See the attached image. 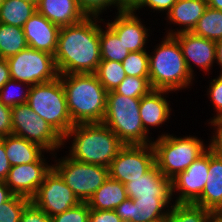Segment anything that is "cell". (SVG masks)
Returning <instances> with one entry per match:
<instances>
[{
	"instance_id": "6da1fadb",
	"label": "cell",
	"mask_w": 222,
	"mask_h": 222,
	"mask_svg": "<svg viewBox=\"0 0 222 222\" xmlns=\"http://www.w3.org/2000/svg\"><path fill=\"white\" fill-rule=\"evenodd\" d=\"M103 20L87 16L76 24L60 27L54 54L59 75L96 72L101 61L98 23Z\"/></svg>"
},
{
	"instance_id": "7a4b0ae2",
	"label": "cell",
	"mask_w": 222,
	"mask_h": 222,
	"mask_svg": "<svg viewBox=\"0 0 222 222\" xmlns=\"http://www.w3.org/2000/svg\"><path fill=\"white\" fill-rule=\"evenodd\" d=\"M59 77L73 124L102 123L108 91L95 73H72Z\"/></svg>"
},
{
	"instance_id": "3957f363",
	"label": "cell",
	"mask_w": 222,
	"mask_h": 222,
	"mask_svg": "<svg viewBox=\"0 0 222 222\" xmlns=\"http://www.w3.org/2000/svg\"><path fill=\"white\" fill-rule=\"evenodd\" d=\"M73 138L69 150L71 159L102 165L109 168L112 160L125 145L118 136L103 123L76 124L63 136V145Z\"/></svg>"
},
{
	"instance_id": "277c9868",
	"label": "cell",
	"mask_w": 222,
	"mask_h": 222,
	"mask_svg": "<svg viewBox=\"0 0 222 222\" xmlns=\"http://www.w3.org/2000/svg\"><path fill=\"white\" fill-rule=\"evenodd\" d=\"M155 52L149 54V81L153 89L179 91L194 80L183 57L178 40L166 35ZM193 79V80H192Z\"/></svg>"
},
{
	"instance_id": "5b68a950",
	"label": "cell",
	"mask_w": 222,
	"mask_h": 222,
	"mask_svg": "<svg viewBox=\"0 0 222 222\" xmlns=\"http://www.w3.org/2000/svg\"><path fill=\"white\" fill-rule=\"evenodd\" d=\"M141 98L125 97L114 90L107 93L102 123L109 127L125 145L152 144L140 117Z\"/></svg>"
},
{
	"instance_id": "8992f818",
	"label": "cell",
	"mask_w": 222,
	"mask_h": 222,
	"mask_svg": "<svg viewBox=\"0 0 222 222\" xmlns=\"http://www.w3.org/2000/svg\"><path fill=\"white\" fill-rule=\"evenodd\" d=\"M155 151V164L160 172L168 178H174L185 171L196 159L210 147L205 148L203 141L193 136L177 137L172 134H162L152 141Z\"/></svg>"
},
{
	"instance_id": "52a82bcc",
	"label": "cell",
	"mask_w": 222,
	"mask_h": 222,
	"mask_svg": "<svg viewBox=\"0 0 222 222\" xmlns=\"http://www.w3.org/2000/svg\"><path fill=\"white\" fill-rule=\"evenodd\" d=\"M27 104L62 137L73 127L60 77L32 85Z\"/></svg>"
},
{
	"instance_id": "ba28073f",
	"label": "cell",
	"mask_w": 222,
	"mask_h": 222,
	"mask_svg": "<svg viewBox=\"0 0 222 222\" xmlns=\"http://www.w3.org/2000/svg\"><path fill=\"white\" fill-rule=\"evenodd\" d=\"M53 168L60 174L80 202H87L109 177V168L63 157Z\"/></svg>"
},
{
	"instance_id": "9c48e42d",
	"label": "cell",
	"mask_w": 222,
	"mask_h": 222,
	"mask_svg": "<svg viewBox=\"0 0 222 222\" xmlns=\"http://www.w3.org/2000/svg\"><path fill=\"white\" fill-rule=\"evenodd\" d=\"M11 79L36 85L55 80L59 73L54 55L27 47L7 59Z\"/></svg>"
},
{
	"instance_id": "30bf717a",
	"label": "cell",
	"mask_w": 222,
	"mask_h": 222,
	"mask_svg": "<svg viewBox=\"0 0 222 222\" xmlns=\"http://www.w3.org/2000/svg\"><path fill=\"white\" fill-rule=\"evenodd\" d=\"M12 134L38 144L46 152H55L63 145V137L27 103L12 107Z\"/></svg>"
},
{
	"instance_id": "8fae6325",
	"label": "cell",
	"mask_w": 222,
	"mask_h": 222,
	"mask_svg": "<svg viewBox=\"0 0 222 222\" xmlns=\"http://www.w3.org/2000/svg\"><path fill=\"white\" fill-rule=\"evenodd\" d=\"M155 165L152 144L124 145L109 166V177L125 184L142 177Z\"/></svg>"
},
{
	"instance_id": "7c38bea8",
	"label": "cell",
	"mask_w": 222,
	"mask_h": 222,
	"mask_svg": "<svg viewBox=\"0 0 222 222\" xmlns=\"http://www.w3.org/2000/svg\"><path fill=\"white\" fill-rule=\"evenodd\" d=\"M30 200L49 217L63 213L80 203V200L53 167L45 175L43 183Z\"/></svg>"
},
{
	"instance_id": "4fadbf2b",
	"label": "cell",
	"mask_w": 222,
	"mask_h": 222,
	"mask_svg": "<svg viewBox=\"0 0 222 222\" xmlns=\"http://www.w3.org/2000/svg\"><path fill=\"white\" fill-rule=\"evenodd\" d=\"M209 170V149L189 167L171 179V194L180 193L174 203H194L204 190ZM176 189V190H175Z\"/></svg>"
},
{
	"instance_id": "5bb4252c",
	"label": "cell",
	"mask_w": 222,
	"mask_h": 222,
	"mask_svg": "<svg viewBox=\"0 0 222 222\" xmlns=\"http://www.w3.org/2000/svg\"><path fill=\"white\" fill-rule=\"evenodd\" d=\"M52 167L47 162L11 166L5 183L14 195L31 199Z\"/></svg>"
},
{
	"instance_id": "9a60e30c",
	"label": "cell",
	"mask_w": 222,
	"mask_h": 222,
	"mask_svg": "<svg viewBox=\"0 0 222 222\" xmlns=\"http://www.w3.org/2000/svg\"><path fill=\"white\" fill-rule=\"evenodd\" d=\"M181 46L184 60L192 76L194 70L191 64H196L202 70L209 71L216 61L215 41L197 36L192 32H183L174 35Z\"/></svg>"
},
{
	"instance_id": "2e32d148",
	"label": "cell",
	"mask_w": 222,
	"mask_h": 222,
	"mask_svg": "<svg viewBox=\"0 0 222 222\" xmlns=\"http://www.w3.org/2000/svg\"><path fill=\"white\" fill-rule=\"evenodd\" d=\"M171 199H131L127 198L115 209L122 221L150 222L165 220L170 213ZM169 209H165V208ZM165 211V212H164Z\"/></svg>"
},
{
	"instance_id": "e0dca14e",
	"label": "cell",
	"mask_w": 222,
	"mask_h": 222,
	"mask_svg": "<svg viewBox=\"0 0 222 222\" xmlns=\"http://www.w3.org/2000/svg\"><path fill=\"white\" fill-rule=\"evenodd\" d=\"M29 48L54 55L60 27L37 11L22 27Z\"/></svg>"
},
{
	"instance_id": "ac0fdd59",
	"label": "cell",
	"mask_w": 222,
	"mask_h": 222,
	"mask_svg": "<svg viewBox=\"0 0 222 222\" xmlns=\"http://www.w3.org/2000/svg\"><path fill=\"white\" fill-rule=\"evenodd\" d=\"M124 185L131 199H172L171 180L160 172L156 164L142 177Z\"/></svg>"
},
{
	"instance_id": "d6986e66",
	"label": "cell",
	"mask_w": 222,
	"mask_h": 222,
	"mask_svg": "<svg viewBox=\"0 0 222 222\" xmlns=\"http://www.w3.org/2000/svg\"><path fill=\"white\" fill-rule=\"evenodd\" d=\"M116 15L118 16H115L113 22H108L107 25L117 34L119 40H122L125 48L129 52L145 51L149 29L141 23V19L134 11H119Z\"/></svg>"
},
{
	"instance_id": "ffe728a7",
	"label": "cell",
	"mask_w": 222,
	"mask_h": 222,
	"mask_svg": "<svg viewBox=\"0 0 222 222\" xmlns=\"http://www.w3.org/2000/svg\"><path fill=\"white\" fill-rule=\"evenodd\" d=\"M36 8L38 13L59 27L76 24L87 17L77 0H36Z\"/></svg>"
},
{
	"instance_id": "44dd1931",
	"label": "cell",
	"mask_w": 222,
	"mask_h": 222,
	"mask_svg": "<svg viewBox=\"0 0 222 222\" xmlns=\"http://www.w3.org/2000/svg\"><path fill=\"white\" fill-rule=\"evenodd\" d=\"M209 210H222V156L209 147V170L201 196L194 202Z\"/></svg>"
},
{
	"instance_id": "7402d4cb",
	"label": "cell",
	"mask_w": 222,
	"mask_h": 222,
	"mask_svg": "<svg viewBox=\"0 0 222 222\" xmlns=\"http://www.w3.org/2000/svg\"><path fill=\"white\" fill-rule=\"evenodd\" d=\"M168 92L170 91L152 89L141 98L139 112L144 130L147 133L149 132V126L158 127L170 119L171 108L164 97V94Z\"/></svg>"
},
{
	"instance_id": "603a6c76",
	"label": "cell",
	"mask_w": 222,
	"mask_h": 222,
	"mask_svg": "<svg viewBox=\"0 0 222 222\" xmlns=\"http://www.w3.org/2000/svg\"><path fill=\"white\" fill-rule=\"evenodd\" d=\"M208 7L207 0H177L167 13V19L173 24L183 25L177 31L169 30L167 35L174 36L183 32H192L199 18Z\"/></svg>"
},
{
	"instance_id": "cb8c5ba5",
	"label": "cell",
	"mask_w": 222,
	"mask_h": 222,
	"mask_svg": "<svg viewBox=\"0 0 222 222\" xmlns=\"http://www.w3.org/2000/svg\"><path fill=\"white\" fill-rule=\"evenodd\" d=\"M0 139L4 142L5 152L11 166L45 162L42 154L45 149L38 144L13 134Z\"/></svg>"
},
{
	"instance_id": "d4e9b609",
	"label": "cell",
	"mask_w": 222,
	"mask_h": 222,
	"mask_svg": "<svg viewBox=\"0 0 222 222\" xmlns=\"http://www.w3.org/2000/svg\"><path fill=\"white\" fill-rule=\"evenodd\" d=\"M128 198L125 185L110 177L94 192L87 201L90 209L115 210L116 207Z\"/></svg>"
},
{
	"instance_id": "484cf974",
	"label": "cell",
	"mask_w": 222,
	"mask_h": 222,
	"mask_svg": "<svg viewBox=\"0 0 222 222\" xmlns=\"http://www.w3.org/2000/svg\"><path fill=\"white\" fill-rule=\"evenodd\" d=\"M36 11V0H3L0 5V22L23 27Z\"/></svg>"
},
{
	"instance_id": "4316f807",
	"label": "cell",
	"mask_w": 222,
	"mask_h": 222,
	"mask_svg": "<svg viewBox=\"0 0 222 222\" xmlns=\"http://www.w3.org/2000/svg\"><path fill=\"white\" fill-rule=\"evenodd\" d=\"M27 47L22 27L0 22V58L7 59Z\"/></svg>"
},
{
	"instance_id": "83f0119b",
	"label": "cell",
	"mask_w": 222,
	"mask_h": 222,
	"mask_svg": "<svg viewBox=\"0 0 222 222\" xmlns=\"http://www.w3.org/2000/svg\"><path fill=\"white\" fill-rule=\"evenodd\" d=\"M101 60L122 62L130 53L119 40L117 34L107 25L106 29L99 26Z\"/></svg>"
},
{
	"instance_id": "f1b7e54d",
	"label": "cell",
	"mask_w": 222,
	"mask_h": 222,
	"mask_svg": "<svg viewBox=\"0 0 222 222\" xmlns=\"http://www.w3.org/2000/svg\"><path fill=\"white\" fill-rule=\"evenodd\" d=\"M192 33L215 42L222 40V11L207 7Z\"/></svg>"
},
{
	"instance_id": "f546056e",
	"label": "cell",
	"mask_w": 222,
	"mask_h": 222,
	"mask_svg": "<svg viewBox=\"0 0 222 222\" xmlns=\"http://www.w3.org/2000/svg\"><path fill=\"white\" fill-rule=\"evenodd\" d=\"M95 75L108 92L115 90L127 76L122 62L110 60H101Z\"/></svg>"
},
{
	"instance_id": "4dcf8cb0",
	"label": "cell",
	"mask_w": 222,
	"mask_h": 222,
	"mask_svg": "<svg viewBox=\"0 0 222 222\" xmlns=\"http://www.w3.org/2000/svg\"><path fill=\"white\" fill-rule=\"evenodd\" d=\"M209 211L195 203H173L170 207V213L179 222H205Z\"/></svg>"
},
{
	"instance_id": "1f68e13d",
	"label": "cell",
	"mask_w": 222,
	"mask_h": 222,
	"mask_svg": "<svg viewBox=\"0 0 222 222\" xmlns=\"http://www.w3.org/2000/svg\"><path fill=\"white\" fill-rule=\"evenodd\" d=\"M152 89L149 78L126 76L114 91L125 97L142 98Z\"/></svg>"
},
{
	"instance_id": "d6a6232c",
	"label": "cell",
	"mask_w": 222,
	"mask_h": 222,
	"mask_svg": "<svg viewBox=\"0 0 222 222\" xmlns=\"http://www.w3.org/2000/svg\"><path fill=\"white\" fill-rule=\"evenodd\" d=\"M122 65L127 76L149 78V54L146 50L130 52Z\"/></svg>"
},
{
	"instance_id": "836d02e7",
	"label": "cell",
	"mask_w": 222,
	"mask_h": 222,
	"mask_svg": "<svg viewBox=\"0 0 222 222\" xmlns=\"http://www.w3.org/2000/svg\"><path fill=\"white\" fill-rule=\"evenodd\" d=\"M25 84H26V86H25ZM16 85H18V87ZM22 85H24L27 88V89H24V90H26L25 93H24L23 90L21 91L20 86H22ZM13 86H15V88L17 87L18 91H21V92L17 93V94L15 92H13L12 91L13 89L11 88ZM30 88H31L30 84L20 82V81H16V80H13V79H9L5 83V85L0 89V102L3 105L9 106L11 108L16 106V105L27 103Z\"/></svg>"
},
{
	"instance_id": "e575fe53",
	"label": "cell",
	"mask_w": 222,
	"mask_h": 222,
	"mask_svg": "<svg viewBox=\"0 0 222 222\" xmlns=\"http://www.w3.org/2000/svg\"><path fill=\"white\" fill-rule=\"evenodd\" d=\"M30 202L26 197L13 195L0 205V222H19L24 208Z\"/></svg>"
},
{
	"instance_id": "d590c367",
	"label": "cell",
	"mask_w": 222,
	"mask_h": 222,
	"mask_svg": "<svg viewBox=\"0 0 222 222\" xmlns=\"http://www.w3.org/2000/svg\"><path fill=\"white\" fill-rule=\"evenodd\" d=\"M90 208L87 202H80L63 213L54 215L52 222H89Z\"/></svg>"
},
{
	"instance_id": "8d00e7d4",
	"label": "cell",
	"mask_w": 222,
	"mask_h": 222,
	"mask_svg": "<svg viewBox=\"0 0 222 222\" xmlns=\"http://www.w3.org/2000/svg\"><path fill=\"white\" fill-rule=\"evenodd\" d=\"M77 3L86 16L99 17L104 10L106 11L112 5H115L119 12V0H77Z\"/></svg>"
},
{
	"instance_id": "74e56055",
	"label": "cell",
	"mask_w": 222,
	"mask_h": 222,
	"mask_svg": "<svg viewBox=\"0 0 222 222\" xmlns=\"http://www.w3.org/2000/svg\"><path fill=\"white\" fill-rule=\"evenodd\" d=\"M208 93L210 95V99L212 101L213 107L216 110V116L211 118L209 122H215L222 119V75H219L216 79L210 81Z\"/></svg>"
},
{
	"instance_id": "f35d334b",
	"label": "cell",
	"mask_w": 222,
	"mask_h": 222,
	"mask_svg": "<svg viewBox=\"0 0 222 222\" xmlns=\"http://www.w3.org/2000/svg\"><path fill=\"white\" fill-rule=\"evenodd\" d=\"M19 222H52V218L30 202L24 208Z\"/></svg>"
},
{
	"instance_id": "ab89813d",
	"label": "cell",
	"mask_w": 222,
	"mask_h": 222,
	"mask_svg": "<svg viewBox=\"0 0 222 222\" xmlns=\"http://www.w3.org/2000/svg\"><path fill=\"white\" fill-rule=\"evenodd\" d=\"M12 134V108L0 102V138Z\"/></svg>"
},
{
	"instance_id": "60d3db41",
	"label": "cell",
	"mask_w": 222,
	"mask_h": 222,
	"mask_svg": "<svg viewBox=\"0 0 222 222\" xmlns=\"http://www.w3.org/2000/svg\"><path fill=\"white\" fill-rule=\"evenodd\" d=\"M89 222H122L115 210L90 209Z\"/></svg>"
},
{
	"instance_id": "b9f144b4",
	"label": "cell",
	"mask_w": 222,
	"mask_h": 222,
	"mask_svg": "<svg viewBox=\"0 0 222 222\" xmlns=\"http://www.w3.org/2000/svg\"><path fill=\"white\" fill-rule=\"evenodd\" d=\"M177 0H144L135 10L136 13L137 10L143 8V7H149L153 10H158L162 12H166V14L171 10L172 6L176 3Z\"/></svg>"
},
{
	"instance_id": "7bdbcfd3",
	"label": "cell",
	"mask_w": 222,
	"mask_h": 222,
	"mask_svg": "<svg viewBox=\"0 0 222 222\" xmlns=\"http://www.w3.org/2000/svg\"><path fill=\"white\" fill-rule=\"evenodd\" d=\"M216 128L215 135L210 139V147L220 156H222V122L215 121L211 123Z\"/></svg>"
},
{
	"instance_id": "ee69618b",
	"label": "cell",
	"mask_w": 222,
	"mask_h": 222,
	"mask_svg": "<svg viewBox=\"0 0 222 222\" xmlns=\"http://www.w3.org/2000/svg\"><path fill=\"white\" fill-rule=\"evenodd\" d=\"M11 169V165L7 158L4 142L0 139V178L5 181L9 170Z\"/></svg>"
},
{
	"instance_id": "f6af8a7d",
	"label": "cell",
	"mask_w": 222,
	"mask_h": 222,
	"mask_svg": "<svg viewBox=\"0 0 222 222\" xmlns=\"http://www.w3.org/2000/svg\"><path fill=\"white\" fill-rule=\"evenodd\" d=\"M11 79L9 65L6 59L0 58V89Z\"/></svg>"
},
{
	"instance_id": "bcb514c9",
	"label": "cell",
	"mask_w": 222,
	"mask_h": 222,
	"mask_svg": "<svg viewBox=\"0 0 222 222\" xmlns=\"http://www.w3.org/2000/svg\"><path fill=\"white\" fill-rule=\"evenodd\" d=\"M144 0H119V11H134Z\"/></svg>"
},
{
	"instance_id": "7dc6e473",
	"label": "cell",
	"mask_w": 222,
	"mask_h": 222,
	"mask_svg": "<svg viewBox=\"0 0 222 222\" xmlns=\"http://www.w3.org/2000/svg\"><path fill=\"white\" fill-rule=\"evenodd\" d=\"M14 194L6 185L5 181L0 183V205L9 200Z\"/></svg>"
},
{
	"instance_id": "c3c4849f",
	"label": "cell",
	"mask_w": 222,
	"mask_h": 222,
	"mask_svg": "<svg viewBox=\"0 0 222 222\" xmlns=\"http://www.w3.org/2000/svg\"><path fill=\"white\" fill-rule=\"evenodd\" d=\"M205 222H222V210H210Z\"/></svg>"
},
{
	"instance_id": "681fc988",
	"label": "cell",
	"mask_w": 222,
	"mask_h": 222,
	"mask_svg": "<svg viewBox=\"0 0 222 222\" xmlns=\"http://www.w3.org/2000/svg\"><path fill=\"white\" fill-rule=\"evenodd\" d=\"M216 63H218V65H220V75H222V40L216 41Z\"/></svg>"
},
{
	"instance_id": "f907efd6",
	"label": "cell",
	"mask_w": 222,
	"mask_h": 222,
	"mask_svg": "<svg viewBox=\"0 0 222 222\" xmlns=\"http://www.w3.org/2000/svg\"><path fill=\"white\" fill-rule=\"evenodd\" d=\"M208 7L222 11V0H207Z\"/></svg>"
},
{
	"instance_id": "816d5d0a",
	"label": "cell",
	"mask_w": 222,
	"mask_h": 222,
	"mask_svg": "<svg viewBox=\"0 0 222 222\" xmlns=\"http://www.w3.org/2000/svg\"><path fill=\"white\" fill-rule=\"evenodd\" d=\"M164 222H179L171 213H169Z\"/></svg>"
},
{
	"instance_id": "f5cc1de1",
	"label": "cell",
	"mask_w": 222,
	"mask_h": 222,
	"mask_svg": "<svg viewBox=\"0 0 222 222\" xmlns=\"http://www.w3.org/2000/svg\"><path fill=\"white\" fill-rule=\"evenodd\" d=\"M150 222H164V220H154V221H150Z\"/></svg>"
}]
</instances>
